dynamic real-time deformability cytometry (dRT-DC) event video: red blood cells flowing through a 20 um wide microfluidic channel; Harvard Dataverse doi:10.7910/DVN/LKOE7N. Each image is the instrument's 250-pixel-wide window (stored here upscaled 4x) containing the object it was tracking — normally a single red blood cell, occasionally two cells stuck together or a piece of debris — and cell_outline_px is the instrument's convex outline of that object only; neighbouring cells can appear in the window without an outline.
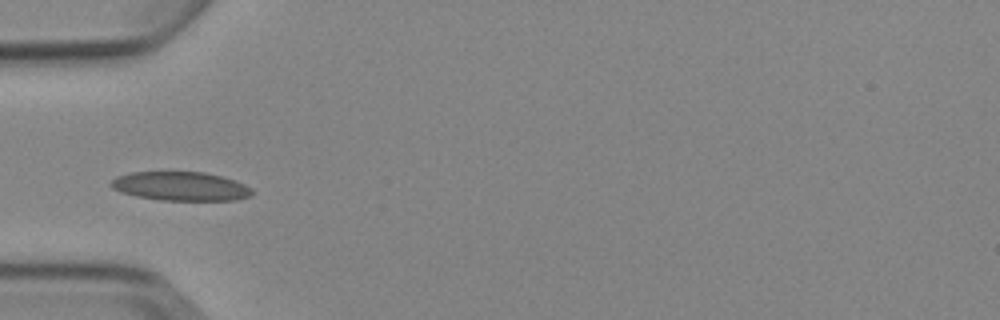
{"species": "Egyptian fruit bat (a non-hibernating species)", "species_latin": "Rousettus aegyptiacus", "temperature_condition": "cold", "stored_images_in_passage": 1, "camera_frame_rate_fps": 3000, "um_per_image_px": 0.085, "animal": {"sex": "female"}, "frame": {"image": 1, "passage_image": 1, "time_ms": 0.0, "image_size_px": [1000, 320], "cell_outline_px": [[252, 196], [236, 200], [160, 200], [136, 196], [120, 192], [112, 188], [108, 184], [116, 176], [132, 172], [204, 172], [220, 176], [244, 184], [252, 188]], "centroid_in_image_um": [15.32, 15.83], "position_along_channel_um": 69.7, "area_um2": 23.76}}